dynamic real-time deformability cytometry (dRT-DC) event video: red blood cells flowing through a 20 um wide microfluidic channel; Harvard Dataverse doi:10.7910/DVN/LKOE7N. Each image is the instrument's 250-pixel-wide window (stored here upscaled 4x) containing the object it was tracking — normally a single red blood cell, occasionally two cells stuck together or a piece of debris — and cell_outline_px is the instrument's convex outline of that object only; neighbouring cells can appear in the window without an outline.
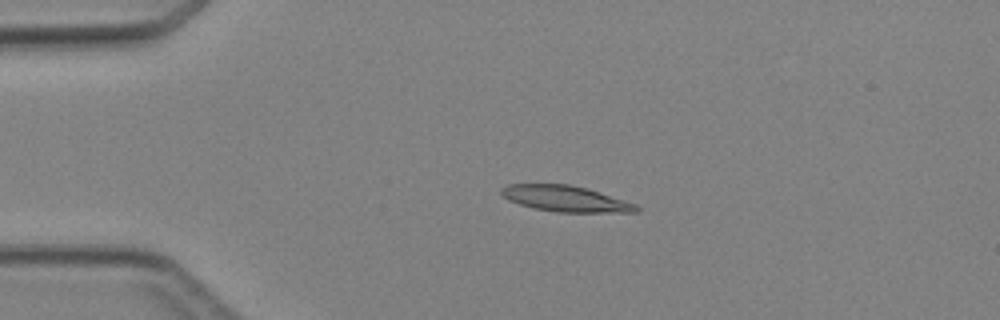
{"species": "Egyptian fruit bat (a non-hibernating species)", "species_latin": "Rousettus aegyptiacus", "temperature_condition": "cold", "stored_images_in_passage": 3, "camera_frame_rate_fps": 3000, "um_per_image_px": 0.085, "animal": {"sex": "female"}, "frame": {"image": 1, "passage_image": 2, "time_ms": 1.333, "image_size_px": [1000, 320], "cell_outline_px": [[640, 212], [556, 212], [536, 208], [520, 204], [508, 200], [500, 192], [500, 188], [508, 184], [568, 184], [588, 188], [636, 204], [640, 208]], "centroid_in_image_um": [48.08, 16.88], "position_along_channel_um": 36.9, "area_um2": 20.35}}